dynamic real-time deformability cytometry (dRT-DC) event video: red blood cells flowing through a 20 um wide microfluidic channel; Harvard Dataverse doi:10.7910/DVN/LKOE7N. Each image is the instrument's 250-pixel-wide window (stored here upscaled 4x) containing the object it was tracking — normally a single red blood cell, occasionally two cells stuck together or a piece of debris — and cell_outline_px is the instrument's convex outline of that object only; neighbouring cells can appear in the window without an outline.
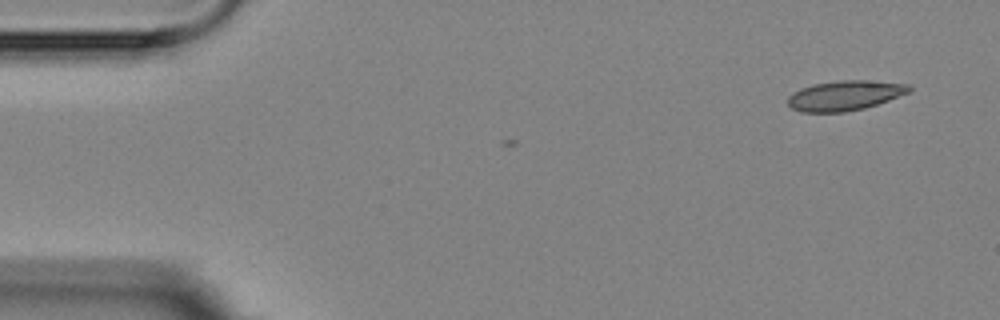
{"species": "Egyptian fruit bat (a non-hibernating species)", "species_latin": "Rousettus aegyptiacus", "temperature_condition": "room temperature", "stored_images_in_passage": 2, "camera_frame_rate_fps": 3000, "um_per_image_px": 0.085, "animal": {"sex": "female"}, "frame": {"image": 1, "passage_image": 2, "time_ms": 1.0, "image_size_px": [1000, 320], "cell_outline_px": [[912, 88], [908, 92], [888, 100], [864, 108], [844, 112], [800, 112], [792, 108], [788, 104], [788, 96], [792, 92], [800, 88], [812, 84], [840, 80], [864, 80], [908, 84]], "centroid_in_image_um": [71.75, 8.11], "position_along_channel_um": 13.2, "area_um2": 21.04}}